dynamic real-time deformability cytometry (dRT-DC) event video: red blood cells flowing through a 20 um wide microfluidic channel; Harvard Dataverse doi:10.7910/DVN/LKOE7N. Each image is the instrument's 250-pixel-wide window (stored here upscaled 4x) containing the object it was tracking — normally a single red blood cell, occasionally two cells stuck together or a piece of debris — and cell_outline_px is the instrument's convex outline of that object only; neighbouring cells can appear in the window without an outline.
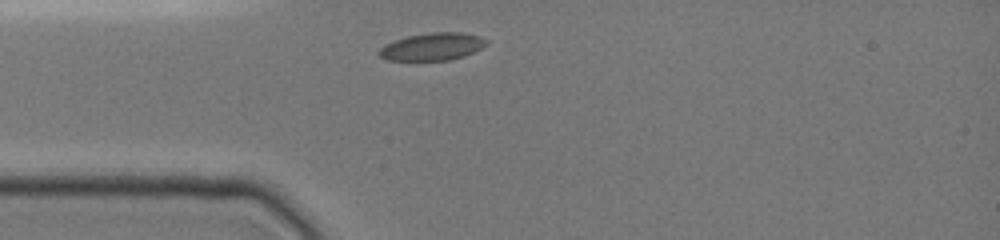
{"species": "common noctule bat (a hibernating species)", "species_latin": "Nyctalus noctula", "temperature_condition": "cold", "stored_images_in_passage": 1, "camera_frame_rate_fps": 3000, "um_per_image_px": 0.085, "animal": {"sex": "female", "body_mass_g": 19.0, "forearm_length_mm": 51.5}, "frame": {"image": 1, "passage_image": 1, "time_ms": 0.0, "image_size_px": [1000, 240], "cell_outline_px": [[488, 44], [464, 56], [448, 60], [388, 60], [380, 56], [376, 52], [384, 44], [408, 36], [432, 32], [460, 32], [480, 36], [488, 40]], "centroid_in_image_um": [36.74, 3.96], "position_along_channel_um": 48.3, "area_um2": 17.11}}